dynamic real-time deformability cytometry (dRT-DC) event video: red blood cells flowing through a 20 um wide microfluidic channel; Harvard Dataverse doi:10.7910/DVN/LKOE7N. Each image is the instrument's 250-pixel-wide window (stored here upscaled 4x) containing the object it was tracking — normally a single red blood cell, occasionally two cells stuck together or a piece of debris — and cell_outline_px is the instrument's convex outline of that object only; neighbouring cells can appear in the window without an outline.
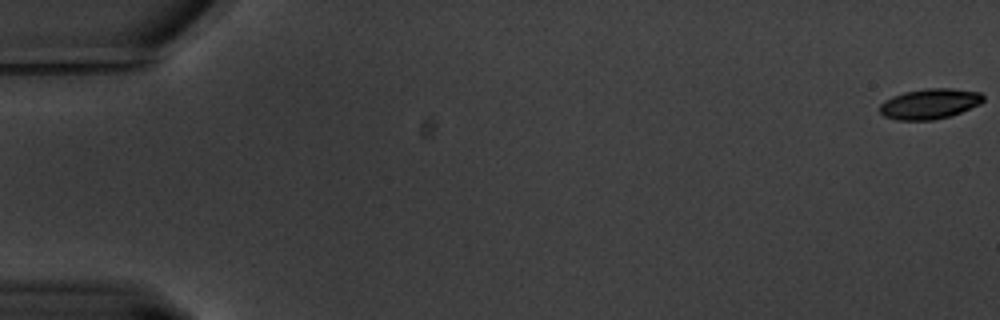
{"species": "common noctule bat (a hibernating species)", "species_latin": "Nyctalus noctula", "temperature_condition": "warm", "stored_images_in_passage": 13, "camera_frame_rate_fps": 3000, "um_per_image_px": 0.085, "animal": {"sex": "male", "body_mass_g": 20.1, "forearm_length_mm": 53.5}, "frame": {"image": 1, "passage_image": 1, "time_ms": 0.0, "image_size_px": [1000, 320], "cell_outline_px": [[984, 100], [980, 104], [960, 112], [948, 116], [932, 120], [896, 120], [884, 116], [880, 112], [880, 104], [884, 100], [892, 96], [904, 92], [924, 88], [948, 88], [980, 92], [984, 96]], "centroid_in_image_um": [79.0, 8.81], "position_along_channel_um": 6.0, "area_um2": 18.26}}